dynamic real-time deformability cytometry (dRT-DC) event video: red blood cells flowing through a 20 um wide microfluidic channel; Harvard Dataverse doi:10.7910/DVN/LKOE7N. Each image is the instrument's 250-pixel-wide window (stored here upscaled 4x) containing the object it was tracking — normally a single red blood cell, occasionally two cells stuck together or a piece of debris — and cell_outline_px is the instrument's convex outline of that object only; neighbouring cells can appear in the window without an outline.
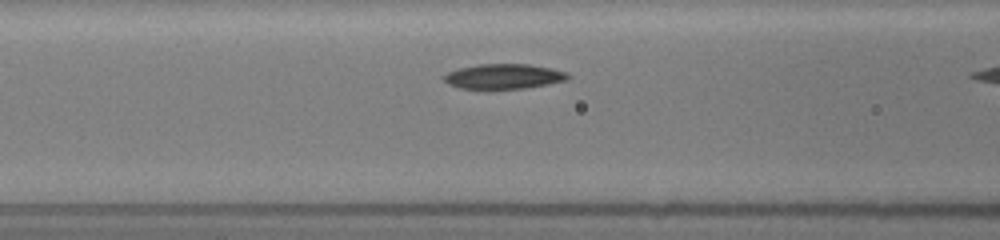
{"species": "common noctule bat (a hibernating species)", "species_latin": "Nyctalus noctula", "temperature_condition": "room temperature", "stored_images_in_passage": 6, "camera_frame_rate_fps": 3000, "um_per_image_px": 0.085, "animal": {"sex": "female", "body_mass_g": 19.5, "forearm_length_mm": 54.1}, "frame": {"image": 1, "passage_image": 5, "time_ms": 1.333, "image_size_px": [1000, 240], "cell_outline_px": [[572, 76], [568, 80], [548, 84], [524, 88], [484, 92], [460, 88], [448, 84], [440, 76], [448, 72], [460, 68], [476, 64], [528, 64], [552, 68], [568, 72]], "centroid_in_image_um": [42.78, 6.53], "position_along_channel_um": 123.8, "area_um2": 19.02}}